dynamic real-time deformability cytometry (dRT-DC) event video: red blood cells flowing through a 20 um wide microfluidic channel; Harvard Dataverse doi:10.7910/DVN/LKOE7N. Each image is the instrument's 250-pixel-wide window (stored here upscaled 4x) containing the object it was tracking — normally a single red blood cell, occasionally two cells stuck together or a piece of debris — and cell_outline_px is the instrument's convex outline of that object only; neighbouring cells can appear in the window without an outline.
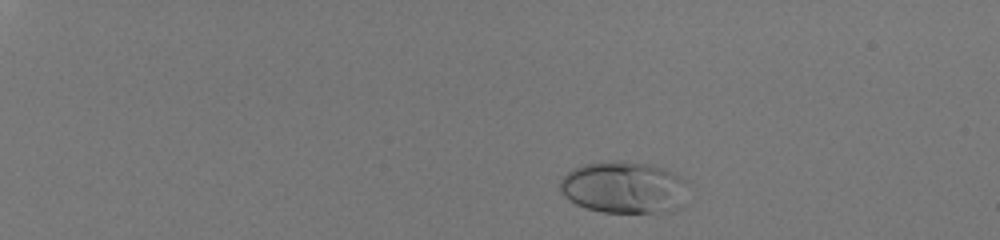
{"species": "human", "species_latin": "Homo sapiens", "temperature_condition": "room temperature", "stored_images_in_passage": 39, "camera_frame_rate_fps": 3000, "um_per_image_px": 0.085, "donor": {"sex": "male"}, "frame": {"image": 1, "passage_image": 1, "time_ms": 0.0, "image_size_px": [1000, 240], "cell_outline_px": [[684, 180], [676, 212], [600, 212], [576, 204], [564, 196], [560, 192], [560, 180], [568, 172], [584, 164], [620, 160], [624, 160], [648, 164], [664, 168]], "centroid_in_image_um": [52.94, 15.93], "position_along_channel_um": 32.1, "area_um2": 37.97}}
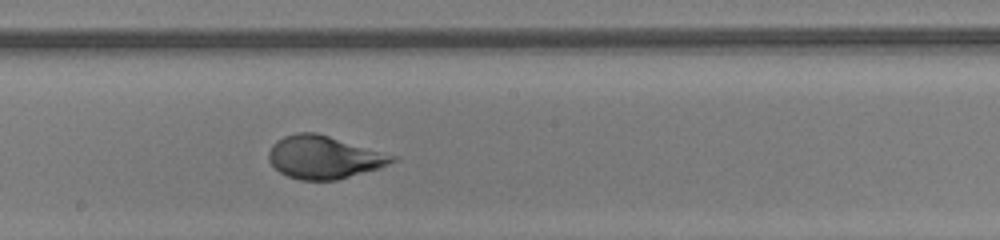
{"frame": {"image": 2, "passage_image": 25, "time_ms": 8.0, "image_size_px": [1000, 240], "cell_outline_px": [[400, 156], [396, 160], [388, 164], [376, 168], [336, 180], [300, 180], [288, 176], [280, 172], [268, 160], [268, 152], [272, 144], [276, 140], [284, 136], [296, 132], [316, 132]], "centroid_in_image_um": [27.53, 13.34], "position_along_channel_um": 220.7, "area_um2": 30.87}}
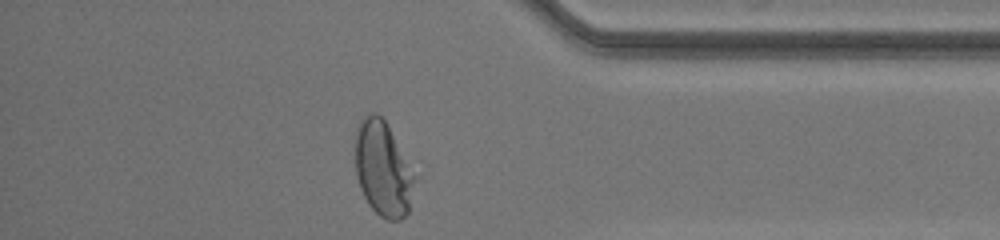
{"frame": {"image": 3, "passage_image": 39, "time_ms": 12.667, "image_size_px": [1000, 240], "cell_outline_px": [[412, 180], [408, 212], [400, 220], [388, 220], [380, 216], [368, 204], [360, 188], [356, 172], [356, 128], [360, 120], [368, 112], [376, 112], [384, 120], [412, 176]], "centroid_in_image_um": [32.45, 14.36], "position_along_channel_um": 402.7, "area_um2": 31.15}, "authors_computed_cell_mechanics": {"area_um2": 31.212, "velocity_mm_per_s": 4.0885, "shape_relaxation_time_tau1_ms": 4.2553, "shape_relaxation_time_tau2_ms": null, "deformation_change_tau1": 0.214, "deformation_change_tau2": null}}